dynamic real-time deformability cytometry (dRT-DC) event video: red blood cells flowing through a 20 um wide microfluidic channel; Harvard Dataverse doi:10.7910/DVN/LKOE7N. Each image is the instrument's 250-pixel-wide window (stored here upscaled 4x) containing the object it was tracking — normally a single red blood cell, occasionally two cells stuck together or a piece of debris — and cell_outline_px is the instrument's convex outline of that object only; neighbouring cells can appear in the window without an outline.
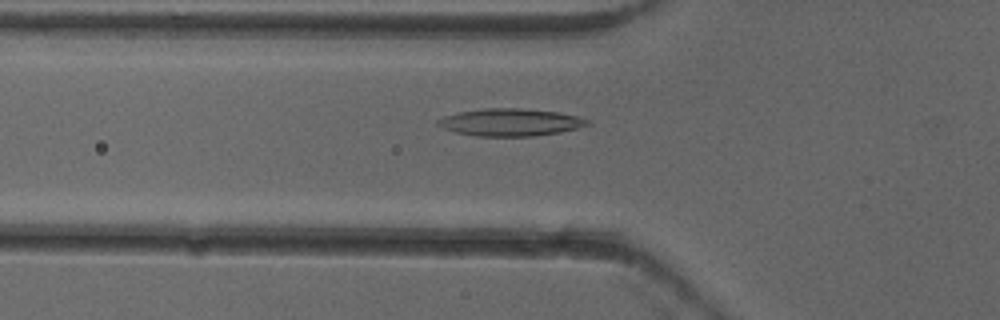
{"species": "common noctule bat (a hibernating species)", "species_latin": "Nyctalus noctula", "temperature_condition": "cold", "stored_images_in_passage": 52, "camera_frame_rate_fps": 3000, "um_per_image_px": 0.085, "animal": {"sex": "female"}, "frame": {"image": 1, "passage_image": 18, "time_ms": 5.667, "image_size_px": [1000, 320], "cell_outline_px": [[592, 124], [580, 128], [560, 132], [532, 136], [476, 136], [456, 132], [444, 128], [436, 124], [436, 120], [444, 116], [460, 112], [484, 108], [520, 108], [560, 112], [580, 116], [588, 120]], "centroid_in_image_um": [43.43, 10.39], "position_along_channel_um": 82.4, "area_um2": 23.99}}
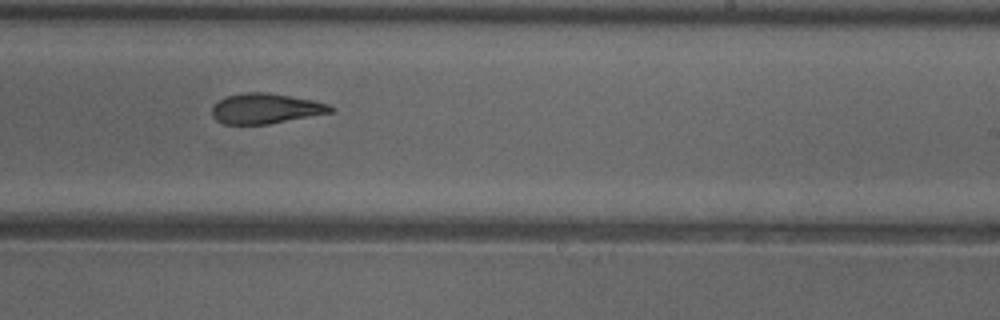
{"frame": {"image": 2, "passage_image": 32, "time_ms": 10.333, "image_size_px": [1000, 320], "cell_outline_px": [[336, 108], [332, 112], [268, 124], [224, 124], [216, 120], [212, 116], [212, 104], [228, 96], [244, 92], [268, 92], [312, 100], [328, 104]], "centroid_in_image_um": [22.56, 9.22], "position_along_channel_um": 266.4, "area_um2": 20.81}}
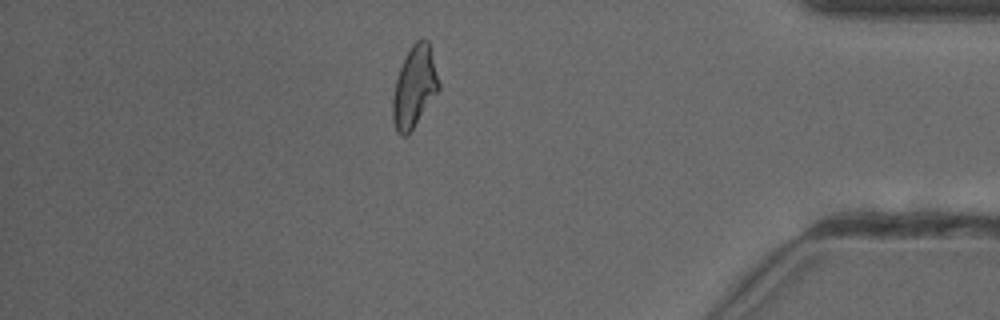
{"frame": {"image": 3, "passage_image": 45, "time_ms": 14.667, "image_size_px": [1000, 320], "cell_outline_px": [[440, 88], [408, 136], [400, 136], [396, 132], [392, 120], [392, 100], [396, 80], [400, 68], [412, 44], [420, 36], [428, 40], [440, 84]], "centroid_in_image_um": [35.21, 7.41], "position_along_channel_um": 400.0, "area_um2": 21.79}, "authors_computed_cell_mechanics": {"area_um2": 22.1085, "velocity_mm_per_s": 3.9212, "shape_relaxation_time_tau1_ms": null, "shape_relaxation_time_tau2_ms": 3.9891, "deformation_change_tau1": null, "deformation_change_tau2": 0.1239}}